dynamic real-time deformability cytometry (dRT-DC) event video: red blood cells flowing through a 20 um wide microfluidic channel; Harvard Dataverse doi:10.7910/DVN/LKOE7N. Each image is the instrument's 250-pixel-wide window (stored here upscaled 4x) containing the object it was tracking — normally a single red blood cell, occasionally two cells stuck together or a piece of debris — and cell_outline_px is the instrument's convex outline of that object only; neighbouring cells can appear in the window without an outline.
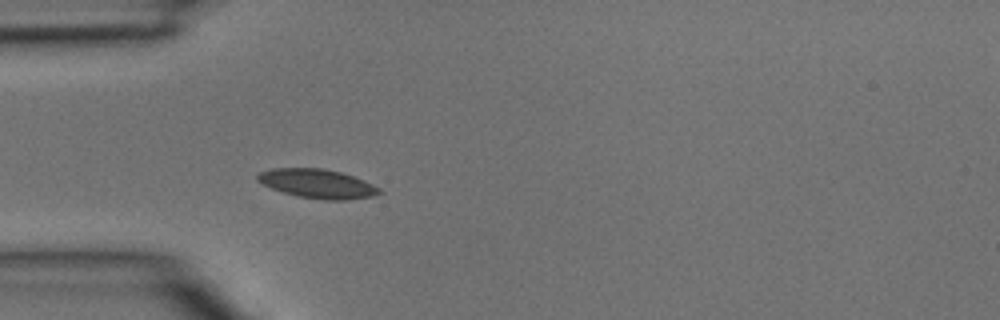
{"species": "common noctule bat (a hibernating species)", "species_latin": "Nyctalus noctula", "temperature_condition": "room temperature", "stored_images_in_passage": 2, "camera_frame_rate_fps": 3000, "um_per_image_px": 0.085, "animal": {"sex": "male", "body_mass_g": 15.6}, "frame": {"image": 1, "passage_image": 2, "time_ms": 0.333, "image_size_px": [1000, 320], "cell_outline_px": [[384, 192], [372, 196], [344, 200], [324, 200], [300, 196], [284, 192], [272, 188], [256, 180], [256, 176], [260, 172], [272, 168], [324, 168], [340, 172], [364, 180], [380, 188]], "centroid_in_image_um": [27.0, 15.6], "position_along_channel_um": 58.0, "area_um2": 20.46}}